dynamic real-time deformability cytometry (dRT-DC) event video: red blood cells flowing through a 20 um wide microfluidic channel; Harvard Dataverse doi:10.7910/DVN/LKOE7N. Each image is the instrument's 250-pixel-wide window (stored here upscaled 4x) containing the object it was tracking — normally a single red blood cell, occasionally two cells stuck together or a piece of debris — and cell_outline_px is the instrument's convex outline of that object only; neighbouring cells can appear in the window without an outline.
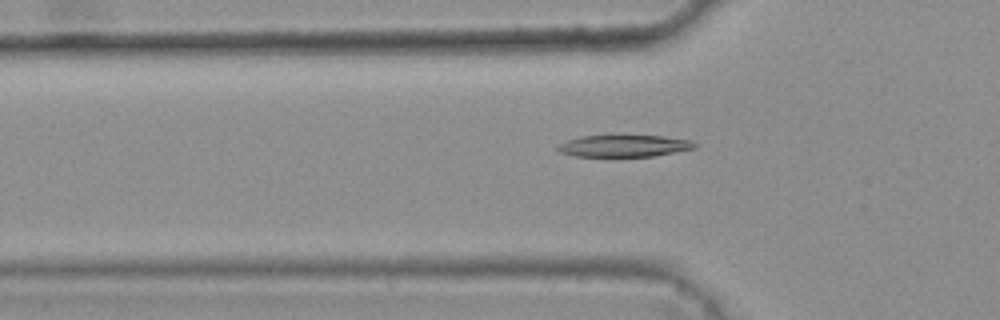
{"species": "common noctule bat (a hibernating species)", "species_latin": "Nyctalus noctula", "temperature_condition": "warm", "stored_images_in_passage": 44, "camera_frame_rate_fps": 3000, "um_per_image_px": 0.085, "animal": {"sex": "female", "body_mass_g": 25.1}, "frame": {"image": 1, "passage_image": 14, "time_ms": 4.333, "image_size_px": [1000, 320], "cell_outline_px": [[696, 148], [652, 156], [576, 156], [560, 152], [556, 148], [560, 144], [568, 140], [580, 136], [664, 136], [692, 140], [696, 144]], "centroid_in_image_um": [53.07, 12.4], "position_along_channel_um": 72.7, "area_um2": 17.17}}
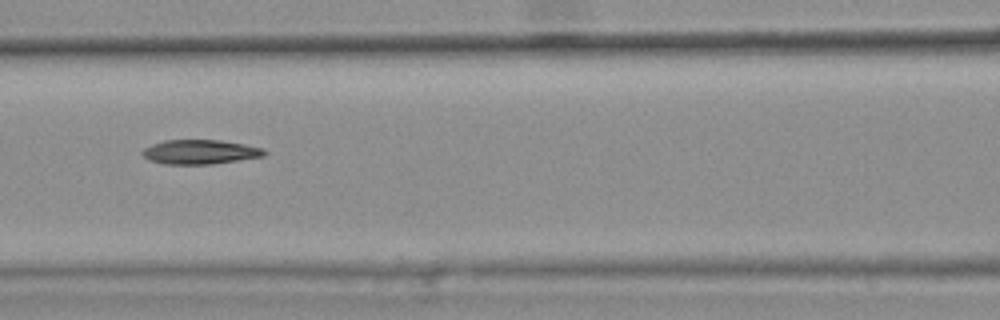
{"frame": {"image": 2, "passage_image": 20, "time_ms": 6.333, "image_size_px": [1000, 320], "cell_outline_px": [[268, 152], [264, 156], [212, 164], [164, 164], [148, 160], [140, 152], [144, 148], [152, 144], [164, 140], [220, 140], [244, 144], [264, 148]], "centroid_in_image_um": [17.0, 12.91], "position_along_channel_um": 149.6, "area_um2": 17.4}}
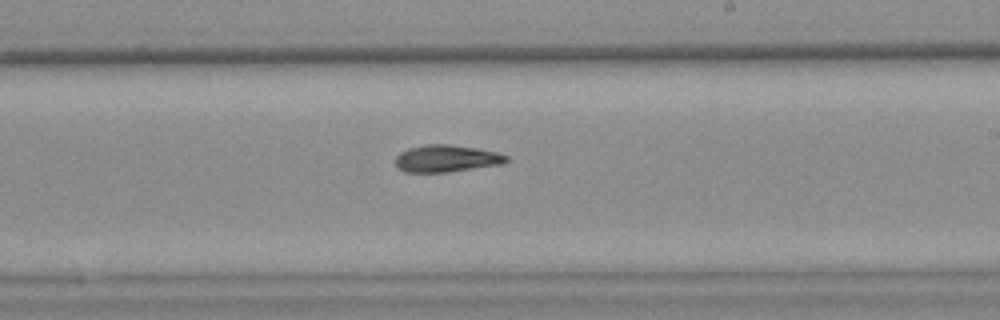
{"frame": {"image": 3, "passage_image": 28, "time_ms": 9.0, "image_size_px": [1000, 320], "cell_outline_px": [[508, 160], [504, 164], [448, 172], [404, 172], [396, 168], [396, 156], [400, 152], [408, 148], [428, 144], [448, 144], [476, 148], [496, 152], [508, 156]], "centroid_in_image_um": [37.93, 13.48], "position_along_channel_um": 251.1, "area_um2": 17.57}, "authors_computed_cell_mechanics": {"area_um2": 17.6579, "velocity_mm_per_s": 3.8128, "shape_relaxation_time_tau1_ms": 8.6294, "shape_relaxation_time_tau2_ms": 7.6826, "deformation_change_tau1": 0.2416, "deformation_change_tau2": 0.1587}}